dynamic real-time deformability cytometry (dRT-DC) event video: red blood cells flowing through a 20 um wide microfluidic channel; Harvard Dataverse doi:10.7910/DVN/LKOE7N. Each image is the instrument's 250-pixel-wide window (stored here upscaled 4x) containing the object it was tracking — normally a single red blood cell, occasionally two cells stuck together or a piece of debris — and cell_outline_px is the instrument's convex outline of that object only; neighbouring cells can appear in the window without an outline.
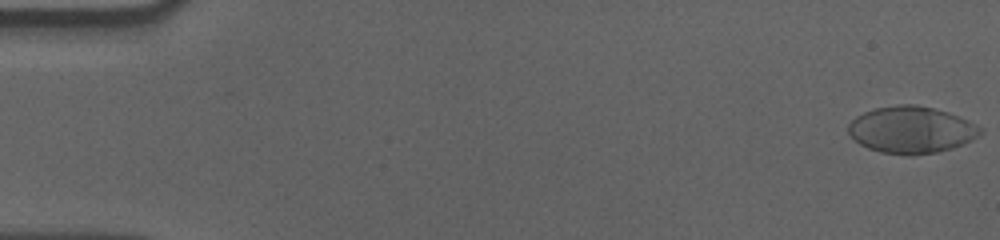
{"species": "human", "species_latin": "Homo sapiens", "temperature_condition": "cold", "stored_images_in_passage": 53, "camera_frame_rate_fps": 3000, "um_per_image_px": 0.085, "donor": {"sex": "male"}, "frame": {"image": 1, "passage_image": 1, "time_ms": 0.0, "image_size_px": [1000, 240], "cell_outline_px": [[984, 132], [980, 136], [964, 144], [952, 148], [936, 152], [912, 156], [908, 156], [880, 152], [868, 148], [860, 144], [848, 132], [848, 124], [856, 116], [864, 112], [876, 108], [896, 104], [916, 104], [936, 108], [948, 112], [968, 120], [984, 128]], "centroid_in_image_um": [77.5, 11.03], "position_along_channel_um": 7.5, "area_um2": 36.47}}
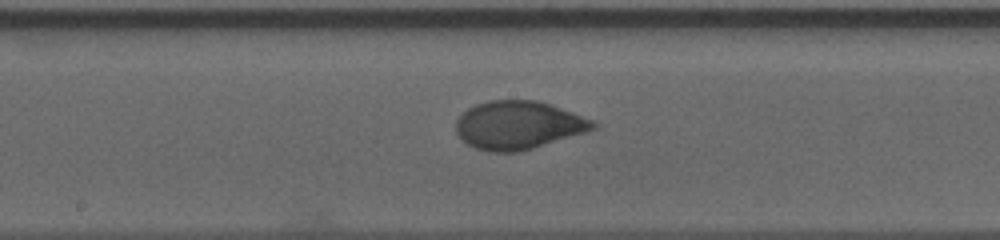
{"frame": {"image": 2, "passage_image": 31, "time_ms": 10.0, "image_size_px": [1000, 240], "cell_outline_px": [[600, 124], [596, 128], [584, 132], [520, 152], [488, 152], [476, 148], [468, 144], [456, 132], [456, 120], [468, 108], [476, 104], [488, 100], [536, 100], [572, 112], [592, 120]], "centroid_in_image_um": [44.04, 10.64], "position_along_channel_um": 204.2, "area_um2": 38.21}}
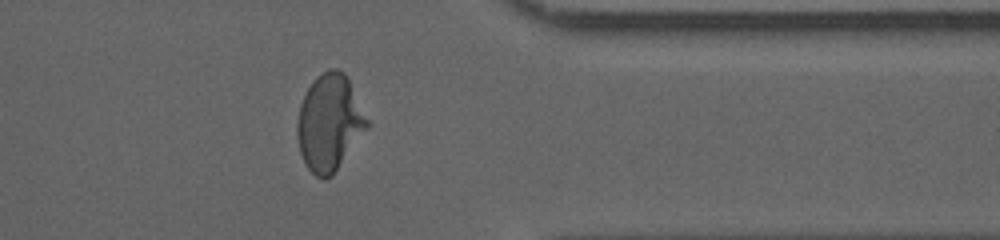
{"frame": {"image": 3, "passage_image": 47, "time_ms": 15.333, "image_size_px": [1000, 240], "cell_outline_px": [[368, 128], [332, 176], [324, 180], [316, 176], [308, 168], [300, 152], [296, 136], [296, 124], [300, 104], [312, 80], [316, 76], [328, 68], [336, 68], [344, 72], [368, 120]], "centroid_in_image_um": [27.98, 10.43], "position_along_channel_um": 383.4, "area_um2": 39.07}}